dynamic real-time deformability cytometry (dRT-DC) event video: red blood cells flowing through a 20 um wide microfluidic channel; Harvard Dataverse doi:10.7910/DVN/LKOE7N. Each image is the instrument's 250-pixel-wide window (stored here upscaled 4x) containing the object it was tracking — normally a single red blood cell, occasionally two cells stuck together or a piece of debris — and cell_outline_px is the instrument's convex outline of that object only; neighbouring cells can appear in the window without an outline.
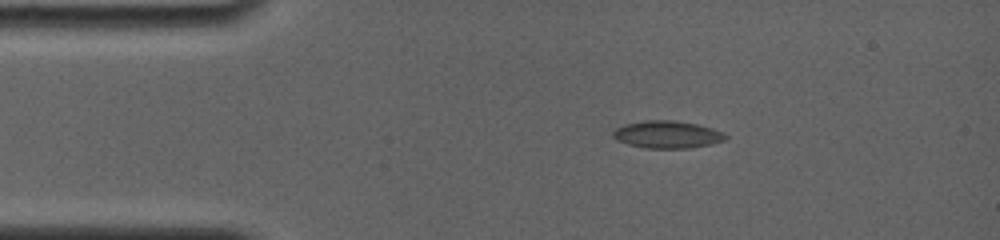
{"species": "common noctule bat (a hibernating species)", "species_latin": "Nyctalus noctula", "temperature_condition": "room temperature", "stored_images_in_passage": 22, "camera_frame_rate_fps": 4000, "um_per_image_px": 0.085, "animal": {"sex": "female", "body_mass_g": 19.0, "forearm_length_mm": 56.7}, "frame": {"image": 1, "passage_image": 1, "time_ms": 0.0, "image_size_px": [1000, 240], "cell_outline_px": [[728, 136], [724, 140], [712, 144], [688, 148], [644, 148], [628, 144], [616, 140], [612, 136], [612, 132], [616, 128], [624, 124], [648, 120], [672, 120], [696, 124], [712, 128]], "centroid_in_image_um": [56.68, 11.44], "position_along_channel_um": 28.3, "area_um2": 17.86}}
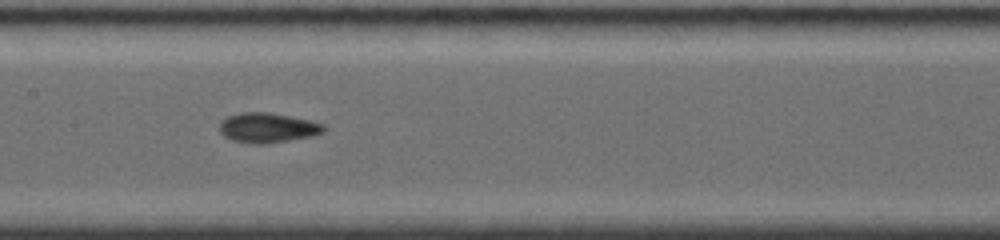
{"frame": {"image": 2, "passage_image": 13, "time_ms": 5.25, "image_size_px": [1000, 240], "cell_outline_px": [[324, 132], [312, 136], [264, 144], [252, 144], [232, 140], [224, 136], [220, 132], [220, 124], [228, 116], [244, 112], [268, 112], [308, 120], [324, 124]], "centroid_in_image_um": [22.74, 10.87], "position_along_channel_um": 184.7, "area_um2": 17.86}}
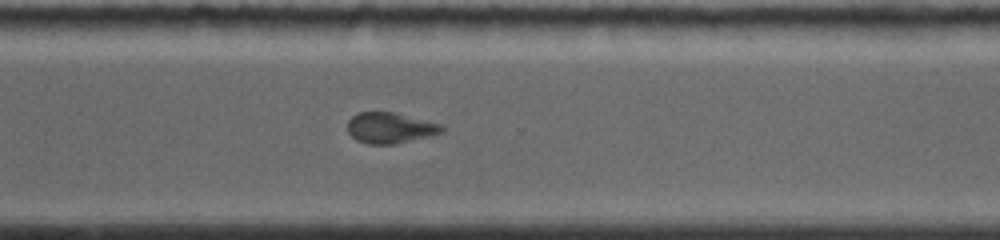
{"frame": {"image": 3, "passage_image": 22, "time_ms": 9.25, "image_size_px": [1000, 240], "cell_outline_px": [[444, 128], [440, 132], [428, 136], [392, 144], [368, 144], [356, 140], [348, 132], [348, 120], [352, 116], [360, 112], [392, 112], [440, 124]], "centroid_in_image_um": [33.09, 10.87], "position_along_channel_um": 337.5, "area_um2": 16.47}}